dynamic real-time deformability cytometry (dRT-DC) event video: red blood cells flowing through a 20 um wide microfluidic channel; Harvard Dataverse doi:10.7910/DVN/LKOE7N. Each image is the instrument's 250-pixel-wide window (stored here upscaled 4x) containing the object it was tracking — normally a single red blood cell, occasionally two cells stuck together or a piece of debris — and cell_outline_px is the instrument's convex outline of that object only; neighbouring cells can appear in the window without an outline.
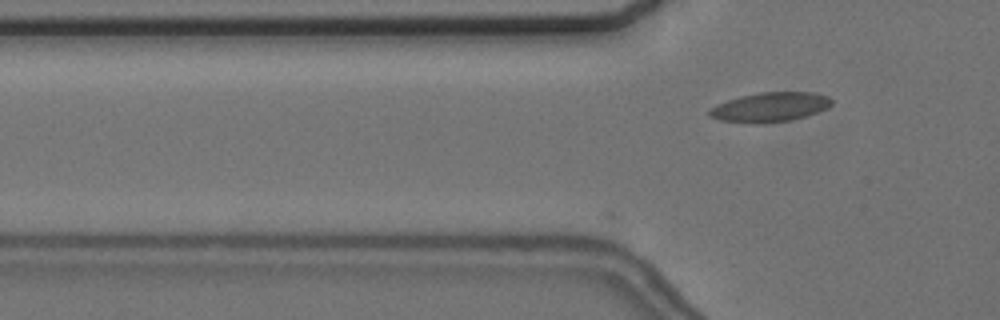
{"species": "common noctule bat (a hibernating species)", "species_latin": "Nyctalus noctula", "temperature_condition": "cold", "stored_images_in_passage": 14, "camera_frame_rate_fps": 3000, "um_per_image_px": 0.085, "animal": {"sex": "female", "body_mass_g": 24.6, "forearm_length_mm": 56.2}, "frame": {"image": 1, "passage_image": 14, "time_ms": 4.333, "image_size_px": [1000, 320], "cell_outline_px": [[832, 104], [816, 112], [792, 120], [764, 124], [752, 124], [720, 120], [708, 116], [708, 112], [716, 104], [740, 96], [760, 92], [812, 92], [828, 96], [832, 100]], "centroid_in_image_um": [65.41, 9.11], "position_along_channel_um": 60.4, "area_um2": 21.04}}